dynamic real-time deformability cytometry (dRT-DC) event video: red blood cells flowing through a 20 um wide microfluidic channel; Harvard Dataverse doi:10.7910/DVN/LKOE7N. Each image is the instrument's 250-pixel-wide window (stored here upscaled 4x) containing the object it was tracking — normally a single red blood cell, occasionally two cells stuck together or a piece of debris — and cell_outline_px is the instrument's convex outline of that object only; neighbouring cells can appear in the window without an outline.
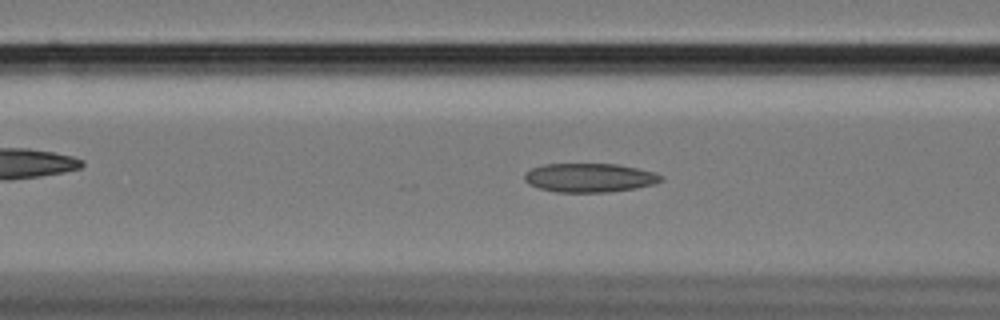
{"species": "Egyptian fruit bat (a non-hibernating species)", "species_latin": "Rousettus aegyptiacus", "temperature_condition": "cold", "stored_images_in_passage": 57, "camera_frame_rate_fps": 3000, "um_per_image_px": 0.085, "animal": {"sex": "female"}, "frame": {"image": 1, "passage_image": 22, "time_ms": 7.0, "image_size_px": [1000, 320], "cell_outline_px": [[664, 180], [656, 184], [636, 188], [608, 192], [556, 192], [540, 188], [528, 184], [524, 180], [524, 172], [532, 168], [544, 164], [616, 164], [636, 168], [652, 172], [664, 176]], "centroid_in_image_um": [50.11, 15.11], "position_along_channel_um": 116.5, "area_um2": 23.06}}
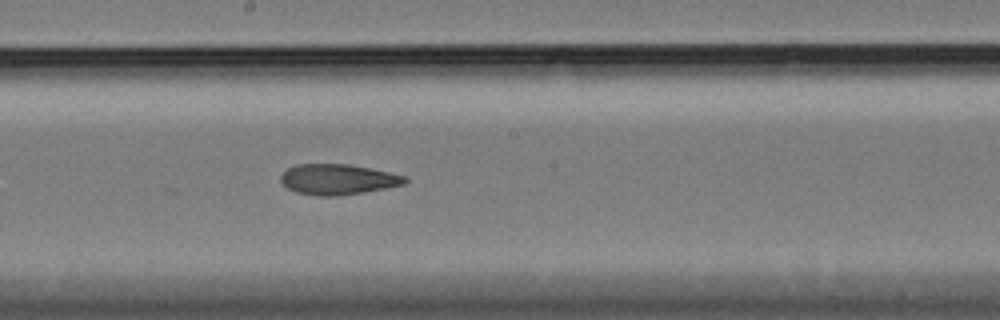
{"frame": {"image": 2, "passage_image": 31, "time_ms": 10.0, "image_size_px": [1000, 320], "cell_outline_px": [[408, 180], [404, 184], [364, 192], [340, 196], [316, 196], [296, 192], [288, 188], [280, 180], [280, 176], [288, 168], [296, 164], [348, 164], [408, 176]], "centroid_in_image_um": [28.71, 15.25], "position_along_channel_um": 219.5, "area_um2": 22.02}}
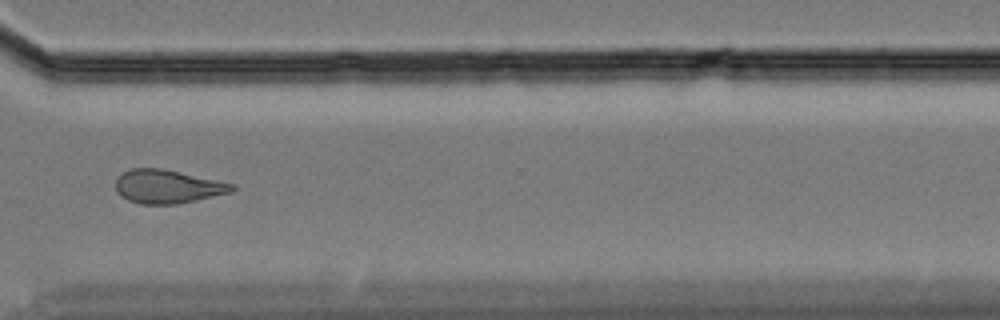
{"frame": {"image": 3, "passage_image": 43, "time_ms": 14.0, "image_size_px": [1000, 320], "cell_outline_px": [[236, 188], [232, 192], [196, 200], [176, 204], [140, 204], [128, 200], [120, 196], [116, 188], [116, 180], [124, 172], [132, 168], [160, 168], [236, 184]], "centroid_in_image_um": [14.26, 15.86], "position_along_channel_um": 356.3, "area_um2": 22.6}, "authors_computed_cell_mechanics": {"area_um2": 23.409, "velocity_mm_per_s": 3.4232, "shape_relaxation_time_tau1_ms": null, "shape_relaxation_time_tau2_ms": 4.7086, "deformation_change_tau1": null, "deformation_change_tau2": 0.1267}}